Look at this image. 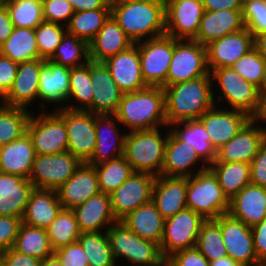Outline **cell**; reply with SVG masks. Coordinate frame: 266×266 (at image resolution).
Returning <instances> with one entry per match:
<instances>
[{
  "mask_svg": "<svg viewBox=\"0 0 266 266\" xmlns=\"http://www.w3.org/2000/svg\"><path fill=\"white\" fill-rule=\"evenodd\" d=\"M210 72L203 77L164 87L167 127L171 124L198 120L214 102Z\"/></svg>",
  "mask_w": 266,
  "mask_h": 266,
  "instance_id": "6da1fadb",
  "label": "cell"
},
{
  "mask_svg": "<svg viewBox=\"0 0 266 266\" xmlns=\"http://www.w3.org/2000/svg\"><path fill=\"white\" fill-rule=\"evenodd\" d=\"M75 100L79 105L65 104L70 110H83L92 113L93 88L90 78V61L86 64L70 68L68 101Z\"/></svg>",
  "mask_w": 266,
  "mask_h": 266,
  "instance_id": "ab89813d",
  "label": "cell"
},
{
  "mask_svg": "<svg viewBox=\"0 0 266 266\" xmlns=\"http://www.w3.org/2000/svg\"><path fill=\"white\" fill-rule=\"evenodd\" d=\"M155 179L156 176L152 174L134 172L110 194L112 212L117 221L152 200Z\"/></svg>",
  "mask_w": 266,
  "mask_h": 266,
  "instance_id": "9a60e30c",
  "label": "cell"
},
{
  "mask_svg": "<svg viewBox=\"0 0 266 266\" xmlns=\"http://www.w3.org/2000/svg\"><path fill=\"white\" fill-rule=\"evenodd\" d=\"M95 170L100 192L108 195L112 194L134 173L132 166L123 155L95 165Z\"/></svg>",
  "mask_w": 266,
  "mask_h": 266,
  "instance_id": "60d3db41",
  "label": "cell"
},
{
  "mask_svg": "<svg viewBox=\"0 0 266 266\" xmlns=\"http://www.w3.org/2000/svg\"><path fill=\"white\" fill-rule=\"evenodd\" d=\"M261 106L258 114L254 117V119L259 123L260 121L266 123V98H260Z\"/></svg>",
  "mask_w": 266,
  "mask_h": 266,
  "instance_id": "a7ac6f4b",
  "label": "cell"
},
{
  "mask_svg": "<svg viewBox=\"0 0 266 266\" xmlns=\"http://www.w3.org/2000/svg\"><path fill=\"white\" fill-rule=\"evenodd\" d=\"M208 73L206 46L194 40L173 38V56L166 86L200 78Z\"/></svg>",
  "mask_w": 266,
  "mask_h": 266,
  "instance_id": "ba28073f",
  "label": "cell"
},
{
  "mask_svg": "<svg viewBox=\"0 0 266 266\" xmlns=\"http://www.w3.org/2000/svg\"><path fill=\"white\" fill-rule=\"evenodd\" d=\"M36 152L28 133L2 146L0 172L29 179Z\"/></svg>",
  "mask_w": 266,
  "mask_h": 266,
  "instance_id": "d6a6232c",
  "label": "cell"
},
{
  "mask_svg": "<svg viewBox=\"0 0 266 266\" xmlns=\"http://www.w3.org/2000/svg\"><path fill=\"white\" fill-rule=\"evenodd\" d=\"M253 47L254 36L246 28L210 42L206 45L209 72L232 66Z\"/></svg>",
  "mask_w": 266,
  "mask_h": 266,
  "instance_id": "d6986e66",
  "label": "cell"
},
{
  "mask_svg": "<svg viewBox=\"0 0 266 266\" xmlns=\"http://www.w3.org/2000/svg\"><path fill=\"white\" fill-rule=\"evenodd\" d=\"M90 78L93 88L92 113L96 115L115 114L123 92L103 62L90 61Z\"/></svg>",
  "mask_w": 266,
  "mask_h": 266,
  "instance_id": "cb8c5ba5",
  "label": "cell"
},
{
  "mask_svg": "<svg viewBox=\"0 0 266 266\" xmlns=\"http://www.w3.org/2000/svg\"><path fill=\"white\" fill-rule=\"evenodd\" d=\"M139 48L141 72L148 86L166 87V79L173 56V37H159L135 43Z\"/></svg>",
  "mask_w": 266,
  "mask_h": 266,
  "instance_id": "30bf717a",
  "label": "cell"
},
{
  "mask_svg": "<svg viewBox=\"0 0 266 266\" xmlns=\"http://www.w3.org/2000/svg\"><path fill=\"white\" fill-rule=\"evenodd\" d=\"M209 266H242L228 255L217 260L209 261Z\"/></svg>",
  "mask_w": 266,
  "mask_h": 266,
  "instance_id": "003e7915",
  "label": "cell"
},
{
  "mask_svg": "<svg viewBox=\"0 0 266 266\" xmlns=\"http://www.w3.org/2000/svg\"><path fill=\"white\" fill-rule=\"evenodd\" d=\"M41 112L30 116L27 133L38 155H53L67 151L68 136L64 120L56 113Z\"/></svg>",
  "mask_w": 266,
  "mask_h": 266,
  "instance_id": "8fae6325",
  "label": "cell"
},
{
  "mask_svg": "<svg viewBox=\"0 0 266 266\" xmlns=\"http://www.w3.org/2000/svg\"><path fill=\"white\" fill-rule=\"evenodd\" d=\"M13 249L44 260L54 253L46 229L21 223Z\"/></svg>",
  "mask_w": 266,
  "mask_h": 266,
  "instance_id": "f35d334b",
  "label": "cell"
},
{
  "mask_svg": "<svg viewBox=\"0 0 266 266\" xmlns=\"http://www.w3.org/2000/svg\"><path fill=\"white\" fill-rule=\"evenodd\" d=\"M112 255L126 259L132 266H157L165 259L160 246L130 231L122 221H116L107 230Z\"/></svg>",
  "mask_w": 266,
  "mask_h": 266,
  "instance_id": "8992f818",
  "label": "cell"
},
{
  "mask_svg": "<svg viewBox=\"0 0 266 266\" xmlns=\"http://www.w3.org/2000/svg\"><path fill=\"white\" fill-rule=\"evenodd\" d=\"M265 141L266 127L258 126L256 120L251 118L231 140L217 150L214 162L250 164Z\"/></svg>",
  "mask_w": 266,
  "mask_h": 266,
  "instance_id": "e0dca14e",
  "label": "cell"
},
{
  "mask_svg": "<svg viewBox=\"0 0 266 266\" xmlns=\"http://www.w3.org/2000/svg\"><path fill=\"white\" fill-rule=\"evenodd\" d=\"M169 128L180 141L191 145L208 166L216 160L217 151L212 146L210 136L199 120L171 124Z\"/></svg>",
  "mask_w": 266,
  "mask_h": 266,
  "instance_id": "d590c367",
  "label": "cell"
},
{
  "mask_svg": "<svg viewBox=\"0 0 266 266\" xmlns=\"http://www.w3.org/2000/svg\"><path fill=\"white\" fill-rule=\"evenodd\" d=\"M81 164L68 151L53 155L36 154L29 181L35 188L57 191Z\"/></svg>",
  "mask_w": 266,
  "mask_h": 266,
  "instance_id": "7c38bea8",
  "label": "cell"
},
{
  "mask_svg": "<svg viewBox=\"0 0 266 266\" xmlns=\"http://www.w3.org/2000/svg\"><path fill=\"white\" fill-rule=\"evenodd\" d=\"M44 64L43 59L20 63L12 88L1 99V104L28 110L29 104L38 99L39 75Z\"/></svg>",
  "mask_w": 266,
  "mask_h": 266,
  "instance_id": "44dd1931",
  "label": "cell"
},
{
  "mask_svg": "<svg viewBox=\"0 0 266 266\" xmlns=\"http://www.w3.org/2000/svg\"><path fill=\"white\" fill-rule=\"evenodd\" d=\"M245 29L242 10L204 11L194 41L206 46L225 35Z\"/></svg>",
  "mask_w": 266,
  "mask_h": 266,
  "instance_id": "f1b7e54d",
  "label": "cell"
},
{
  "mask_svg": "<svg viewBox=\"0 0 266 266\" xmlns=\"http://www.w3.org/2000/svg\"><path fill=\"white\" fill-rule=\"evenodd\" d=\"M75 12L94 9H110L105 0H68Z\"/></svg>",
  "mask_w": 266,
  "mask_h": 266,
  "instance_id": "e7e4bbea",
  "label": "cell"
},
{
  "mask_svg": "<svg viewBox=\"0 0 266 266\" xmlns=\"http://www.w3.org/2000/svg\"><path fill=\"white\" fill-rule=\"evenodd\" d=\"M251 183L266 188V141L250 163Z\"/></svg>",
  "mask_w": 266,
  "mask_h": 266,
  "instance_id": "680465c9",
  "label": "cell"
},
{
  "mask_svg": "<svg viewBox=\"0 0 266 266\" xmlns=\"http://www.w3.org/2000/svg\"><path fill=\"white\" fill-rule=\"evenodd\" d=\"M34 31L40 58L49 60L62 41V37L67 32V27L61 24L44 21L40 23Z\"/></svg>",
  "mask_w": 266,
  "mask_h": 266,
  "instance_id": "681fc988",
  "label": "cell"
},
{
  "mask_svg": "<svg viewBox=\"0 0 266 266\" xmlns=\"http://www.w3.org/2000/svg\"><path fill=\"white\" fill-rule=\"evenodd\" d=\"M100 192L95 166L82 163L57 190L63 209L73 210Z\"/></svg>",
  "mask_w": 266,
  "mask_h": 266,
  "instance_id": "603a6c76",
  "label": "cell"
},
{
  "mask_svg": "<svg viewBox=\"0 0 266 266\" xmlns=\"http://www.w3.org/2000/svg\"><path fill=\"white\" fill-rule=\"evenodd\" d=\"M111 15V9H94L75 12L70 19L67 32L89 43Z\"/></svg>",
  "mask_w": 266,
  "mask_h": 266,
  "instance_id": "b9f144b4",
  "label": "cell"
},
{
  "mask_svg": "<svg viewBox=\"0 0 266 266\" xmlns=\"http://www.w3.org/2000/svg\"><path fill=\"white\" fill-rule=\"evenodd\" d=\"M115 121L118 122L114 114H95L96 146L91 158L86 162L89 165L95 166L123 155L126 133H119Z\"/></svg>",
  "mask_w": 266,
  "mask_h": 266,
  "instance_id": "7402d4cb",
  "label": "cell"
},
{
  "mask_svg": "<svg viewBox=\"0 0 266 266\" xmlns=\"http://www.w3.org/2000/svg\"><path fill=\"white\" fill-rule=\"evenodd\" d=\"M254 47L266 59V31L254 37Z\"/></svg>",
  "mask_w": 266,
  "mask_h": 266,
  "instance_id": "03108f58",
  "label": "cell"
},
{
  "mask_svg": "<svg viewBox=\"0 0 266 266\" xmlns=\"http://www.w3.org/2000/svg\"><path fill=\"white\" fill-rule=\"evenodd\" d=\"M14 29L9 11L3 3L0 6V46L8 39Z\"/></svg>",
  "mask_w": 266,
  "mask_h": 266,
  "instance_id": "be15d7a7",
  "label": "cell"
},
{
  "mask_svg": "<svg viewBox=\"0 0 266 266\" xmlns=\"http://www.w3.org/2000/svg\"><path fill=\"white\" fill-rule=\"evenodd\" d=\"M121 221L140 238L152 241L160 246L165 219L152 200L130 212Z\"/></svg>",
  "mask_w": 266,
  "mask_h": 266,
  "instance_id": "e575fe53",
  "label": "cell"
},
{
  "mask_svg": "<svg viewBox=\"0 0 266 266\" xmlns=\"http://www.w3.org/2000/svg\"><path fill=\"white\" fill-rule=\"evenodd\" d=\"M87 255L89 266H118L115 265L107 231L83 232L77 240Z\"/></svg>",
  "mask_w": 266,
  "mask_h": 266,
  "instance_id": "7bdbcfd3",
  "label": "cell"
},
{
  "mask_svg": "<svg viewBox=\"0 0 266 266\" xmlns=\"http://www.w3.org/2000/svg\"><path fill=\"white\" fill-rule=\"evenodd\" d=\"M114 115L118 123L130 131L167 127L164 89L147 86L142 90L123 93Z\"/></svg>",
  "mask_w": 266,
  "mask_h": 266,
  "instance_id": "7a4b0ae2",
  "label": "cell"
},
{
  "mask_svg": "<svg viewBox=\"0 0 266 266\" xmlns=\"http://www.w3.org/2000/svg\"><path fill=\"white\" fill-rule=\"evenodd\" d=\"M204 11L242 10V0H202Z\"/></svg>",
  "mask_w": 266,
  "mask_h": 266,
  "instance_id": "6125c7cd",
  "label": "cell"
},
{
  "mask_svg": "<svg viewBox=\"0 0 266 266\" xmlns=\"http://www.w3.org/2000/svg\"><path fill=\"white\" fill-rule=\"evenodd\" d=\"M223 236L227 255L242 266H257L260 262L254 249L252 229L242 221L224 214L214 219Z\"/></svg>",
  "mask_w": 266,
  "mask_h": 266,
  "instance_id": "2e32d148",
  "label": "cell"
},
{
  "mask_svg": "<svg viewBox=\"0 0 266 266\" xmlns=\"http://www.w3.org/2000/svg\"><path fill=\"white\" fill-rule=\"evenodd\" d=\"M208 168L217 177L224 194L231 200L251 183L250 164L241 162H213Z\"/></svg>",
  "mask_w": 266,
  "mask_h": 266,
  "instance_id": "74e56055",
  "label": "cell"
},
{
  "mask_svg": "<svg viewBox=\"0 0 266 266\" xmlns=\"http://www.w3.org/2000/svg\"><path fill=\"white\" fill-rule=\"evenodd\" d=\"M70 68L45 60L39 75L38 100H42L41 109L46 103L58 104L56 110H61L62 102L68 103Z\"/></svg>",
  "mask_w": 266,
  "mask_h": 266,
  "instance_id": "4316f807",
  "label": "cell"
},
{
  "mask_svg": "<svg viewBox=\"0 0 266 266\" xmlns=\"http://www.w3.org/2000/svg\"><path fill=\"white\" fill-rule=\"evenodd\" d=\"M160 128L127 132L124 138L123 156L134 172L162 175L165 145L170 129L162 137Z\"/></svg>",
  "mask_w": 266,
  "mask_h": 266,
  "instance_id": "277c9868",
  "label": "cell"
},
{
  "mask_svg": "<svg viewBox=\"0 0 266 266\" xmlns=\"http://www.w3.org/2000/svg\"><path fill=\"white\" fill-rule=\"evenodd\" d=\"M204 13L202 0H165V34L194 40Z\"/></svg>",
  "mask_w": 266,
  "mask_h": 266,
  "instance_id": "5bb4252c",
  "label": "cell"
},
{
  "mask_svg": "<svg viewBox=\"0 0 266 266\" xmlns=\"http://www.w3.org/2000/svg\"><path fill=\"white\" fill-rule=\"evenodd\" d=\"M157 266H168L167 260H164L161 264H159Z\"/></svg>",
  "mask_w": 266,
  "mask_h": 266,
  "instance_id": "34e18365",
  "label": "cell"
},
{
  "mask_svg": "<svg viewBox=\"0 0 266 266\" xmlns=\"http://www.w3.org/2000/svg\"><path fill=\"white\" fill-rule=\"evenodd\" d=\"M65 122L68 144L67 151L82 163L87 162L96 146L95 114L83 110L63 108L55 111Z\"/></svg>",
  "mask_w": 266,
  "mask_h": 266,
  "instance_id": "4fadbf2b",
  "label": "cell"
},
{
  "mask_svg": "<svg viewBox=\"0 0 266 266\" xmlns=\"http://www.w3.org/2000/svg\"><path fill=\"white\" fill-rule=\"evenodd\" d=\"M187 177L156 176L152 201L164 219H168L187 208Z\"/></svg>",
  "mask_w": 266,
  "mask_h": 266,
  "instance_id": "484cf974",
  "label": "cell"
},
{
  "mask_svg": "<svg viewBox=\"0 0 266 266\" xmlns=\"http://www.w3.org/2000/svg\"><path fill=\"white\" fill-rule=\"evenodd\" d=\"M29 110L0 104V144L3 146L27 133Z\"/></svg>",
  "mask_w": 266,
  "mask_h": 266,
  "instance_id": "bcb514c9",
  "label": "cell"
},
{
  "mask_svg": "<svg viewBox=\"0 0 266 266\" xmlns=\"http://www.w3.org/2000/svg\"><path fill=\"white\" fill-rule=\"evenodd\" d=\"M251 229L257 259L260 263H266V218Z\"/></svg>",
  "mask_w": 266,
  "mask_h": 266,
  "instance_id": "94428289",
  "label": "cell"
},
{
  "mask_svg": "<svg viewBox=\"0 0 266 266\" xmlns=\"http://www.w3.org/2000/svg\"><path fill=\"white\" fill-rule=\"evenodd\" d=\"M18 65V63L0 53V100L12 88Z\"/></svg>",
  "mask_w": 266,
  "mask_h": 266,
  "instance_id": "6f0895ef",
  "label": "cell"
},
{
  "mask_svg": "<svg viewBox=\"0 0 266 266\" xmlns=\"http://www.w3.org/2000/svg\"><path fill=\"white\" fill-rule=\"evenodd\" d=\"M43 18L45 22L67 26L75 13L68 0H42Z\"/></svg>",
  "mask_w": 266,
  "mask_h": 266,
  "instance_id": "f5cc1de1",
  "label": "cell"
},
{
  "mask_svg": "<svg viewBox=\"0 0 266 266\" xmlns=\"http://www.w3.org/2000/svg\"><path fill=\"white\" fill-rule=\"evenodd\" d=\"M57 191L34 188L27 203L22 222L42 229H47L61 211Z\"/></svg>",
  "mask_w": 266,
  "mask_h": 266,
  "instance_id": "836d02e7",
  "label": "cell"
},
{
  "mask_svg": "<svg viewBox=\"0 0 266 266\" xmlns=\"http://www.w3.org/2000/svg\"><path fill=\"white\" fill-rule=\"evenodd\" d=\"M166 260L168 266H209L207 258L196 247L178 251Z\"/></svg>",
  "mask_w": 266,
  "mask_h": 266,
  "instance_id": "9f6ffc18",
  "label": "cell"
},
{
  "mask_svg": "<svg viewBox=\"0 0 266 266\" xmlns=\"http://www.w3.org/2000/svg\"><path fill=\"white\" fill-rule=\"evenodd\" d=\"M4 3L14 27L35 29L44 22L42 0H7Z\"/></svg>",
  "mask_w": 266,
  "mask_h": 266,
  "instance_id": "7dc6e473",
  "label": "cell"
},
{
  "mask_svg": "<svg viewBox=\"0 0 266 266\" xmlns=\"http://www.w3.org/2000/svg\"><path fill=\"white\" fill-rule=\"evenodd\" d=\"M46 230L53 251L76 242L81 234L73 210L63 208Z\"/></svg>",
  "mask_w": 266,
  "mask_h": 266,
  "instance_id": "ee69618b",
  "label": "cell"
},
{
  "mask_svg": "<svg viewBox=\"0 0 266 266\" xmlns=\"http://www.w3.org/2000/svg\"><path fill=\"white\" fill-rule=\"evenodd\" d=\"M242 16L245 28L254 37L266 31V0H243Z\"/></svg>",
  "mask_w": 266,
  "mask_h": 266,
  "instance_id": "816d5d0a",
  "label": "cell"
},
{
  "mask_svg": "<svg viewBox=\"0 0 266 266\" xmlns=\"http://www.w3.org/2000/svg\"><path fill=\"white\" fill-rule=\"evenodd\" d=\"M258 89H259V97L266 98V68H265V73L263 76L262 83Z\"/></svg>",
  "mask_w": 266,
  "mask_h": 266,
  "instance_id": "8c879c8a",
  "label": "cell"
},
{
  "mask_svg": "<svg viewBox=\"0 0 266 266\" xmlns=\"http://www.w3.org/2000/svg\"><path fill=\"white\" fill-rule=\"evenodd\" d=\"M204 221L205 219L200 214L189 208L165 219L160 244L162 257L166 260L178 251L194 248Z\"/></svg>",
  "mask_w": 266,
  "mask_h": 266,
  "instance_id": "9c48e42d",
  "label": "cell"
},
{
  "mask_svg": "<svg viewBox=\"0 0 266 266\" xmlns=\"http://www.w3.org/2000/svg\"><path fill=\"white\" fill-rule=\"evenodd\" d=\"M0 53L18 64L41 59L34 29L14 27L11 35L0 46Z\"/></svg>",
  "mask_w": 266,
  "mask_h": 266,
  "instance_id": "8d00e7d4",
  "label": "cell"
},
{
  "mask_svg": "<svg viewBox=\"0 0 266 266\" xmlns=\"http://www.w3.org/2000/svg\"><path fill=\"white\" fill-rule=\"evenodd\" d=\"M214 105L198 120L210 136V142L217 151L231 140L252 118L246 112L237 109H221Z\"/></svg>",
  "mask_w": 266,
  "mask_h": 266,
  "instance_id": "ac0fdd59",
  "label": "cell"
},
{
  "mask_svg": "<svg viewBox=\"0 0 266 266\" xmlns=\"http://www.w3.org/2000/svg\"><path fill=\"white\" fill-rule=\"evenodd\" d=\"M186 205L205 220L217 219L228 214L230 200L208 168L187 178Z\"/></svg>",
  "mask_w": 266,
  "mask_h": 266,
  "instance_id": "5b68a950",
  "label": "cell"
},
{
  "mask_svg": "<svg viewBox=\"0 0 266 266\" xmlns=\"http://www.w3.org/2000/svg\"><path fill=\"white\" fill-rule=\"evenodd\" d=\"M103 63L123 93L135 92L148 86L142 76L139 48L136 44L107 58Z\"/></svg>",
  "mask_w": 266,
  "mask_h": 266,
  "instance_id": "ffe728a7",
  "label": "cell"
},
{
  "mask_svg": "<svg viewBox=\"0 0 266 266\" xmlns=\"http://www.w3.org/2000/svg\"><path fill=\"white\" fill-rule=\"evenodd\" d=\"M3 254L4 252L0 250V266H2Z\"/></svg>",
  "mask_w": 266,
  "mask_h": 266,
  "instance_id": "753ad0ef",
  "label": "cell"
},
{
  "mask_svg": "<svg viewBox=\"0 0 266 266\" xmlns=\"http://www.w3.org/2000/svg\"><path fill=\"white\" fill-rule=\"evenodd\" d=\"M22 218L13 216H0V250L7 251L13 248Z\"/></svg>",
  "mask_w": 266,
  "mask_h": 266,
  "instance_id": "11a10c76",
  "label": "cell"
},
{
  "mask_svg": "<svg viewBox=\"0 0 266 266\" xmlns=\"http://www.w3.org/2000/svg\"><path fill=\"white\" fill-rule=\"evenodd\" d=\"M211 79L216 80L221 89L214 102H222L224 99L231 106L230 109H237L246 112L254 118L260 109L261 100L259 89L254 84L243 79L237 71L231 67H222L210 72ZM223 99V100H222Z\"/></svg>",
  "mask_w": 266,
  "mask_h": 266,
  "instance_id": "52a82bcc",
  "label": "cell"
},
{
  "mask_svg": "<svg viewBox=\"0 0 266 266\" xmlns=\"http://www.w3.org/2000/svg\"><path fill=\"white\" fill-rule=\"evenodd\" d=\"M81 56L84 57V61ZM49 60L68 68L82 66L89 61L88 43L84 39L66 32Z\"/></svg>",
  "mask_w": 266,
  "mask_h": 266,
  "instance_id": "f6af8a7d",
  "label": "cell"
},
{
  "mask_svg": "<svg viewBox=\"0 0 266 266\" xmlns=\"http://www.w3.org/2000/svg\"><path fill=\"white\" fill-rule=\"evenodd\" d=\"M230 67L259 88L265 73L266 59L253 47Z\"/></svg>",
  "mask_w": 266,
  "mask_h": 266,
  "instance_id": "f907efd6",
  "label": "cell"
},
{
  "mask_svg": "<svg viewBox=\"0 0 266 266\" xmlns=\"http://www.w3.org/2000/svg\"><path fill=\"white\" fill-rule=\"evenodd\" d=\"M132 45V40L110 15L97 35L88 43L89 61L103 62Z\"/></svg>",
  "mask_w": 266,
  "mask_h": 266,
  "instance_id": "1f68e13d",
  "label": "cell"
},
{
  "mask_svg": "<svg viewBox=\"0 0 266 266\" xmlns=\"http://www.w3.org/2000/svg\"><path fill=\"white\" fill-rule=\"evenodd\" d=\"M1 150H2V145L0 144V156H1Z\"/></svg>",
  "mask_w": 266,
  "mask_h": 266,
  "instance_id": "2a66077c",
  "label": "cell"
},
{
  "mask_svg": "<svg viewBox=\"0 0 266 266\" xmlns=\"http://www.w3.org/2000/svg\"><path fill=\"white\" fill-rule=\"evenodd\" d=\"M195 247L208 261L227 256L220 225L214 219L202 223Z\"/></svg>",
  "mask_w": 266,
  "mask_h": 266,
  "instance_id": "c3c4849f",
  "label": "cell"
},
{
  "mask_svg": "<svg viewBox=\"0 0 266 266\" xmlns=\"http://www.w3.org/2000/svg\"><path fill=\"white\" fill-rule=\"evenodd\" d=\"M40 266H62L59 260L52 255L51 257L45 258L41 261Z\"/></svg>",
  "mask_w": 266,
  "mask_h": 266,
  "instance_id": "89a4df30",
  "label": "cell"
},
{
  "mask_svg": "<svg viewBox=\"0 0 266 266\" xmlns=\"http://www.w3.org/2000/svg\"><path fill=\"white\" fill-rule=\"evenodd\" d=\"M62 266H89L87 255L78 241L54 251Z\"/></svg>",
  "mask_w": 266,
  "mask_h": 266,
  "instance_id": "db71d44e",
  "label": "cell"
},
{
  "mask_svg": "<svg viewBox=\"0 0 266 266\" xmlns=\"http://www.w3.org/2000/svg\"><path fill=\"white\" fill-rule=\"evenodd\" d=\"M228 214L252 228L266 218V188L248 184L230 200Z\"/></svg>",
  "mask_w": 266,
  "mask_h": 266,
  "instance_id": "83f0119b",
  "label": "cell"
},
{
  "mask_svg": "<svg viewBox=\"0 0 266 266\" xmlns=\"http://www.w3.org/2000/svg\"><path fill=\"white\" fill-rule=\"evenodd\" d=\"M73 212L81 233L101 232L103 228L107 231L117 221L112 212L110 195L103 192L75 207Z\"/></svg>",
  "mask_w": 266,
  "mask_h": 266,
  "instance_id": "f546056e",
  "label": "cell"
},
{
  "mask_svg": "<svg viewBox=\"0 0 266 266\" xmlns=\"http://www.w3.org/2000/svg\"><path fill=\"white\" fill-rule=\"evenodd\" d=\"M41 259L25 255L13 248L4 251L2 266H40Z\"/></svg>",
  "mask_w": 266,
  "mask_h": 266,
  "instance_id": "91938a15",
  "label": "cell"
},
{
  "mask_svg": "<svg viewBox=\"0 0 266 266\" xmlns=\"http://www.w3.org/2000/svg\"><path fill=\"white\" fill-rule=\"evenodd\" d=\"M34 188L29 179L0 172V216L22 218Z\"/></svg>",
  "mask_w": 266,
  "mask_h": 266,
  "instance_id": "4dcf8cb0",
  "label": "cell"
},
{
  "mask_svg": "<svg viewBox=\"0 0 266 266\" xmlns=\"http://www.w3.org/2000/svg\"><path fill=\"white\" fill-rule=\"evenodd\" d=\"M257 266H266V263H260Z\"/></svg>",
  "mask_w": 266,
  "mask_h": 266,
  "instance_id": "11e5206c",
  "label": "cell"
},
{
  "mask_svg": "<svg viewBox=\"0 0 266 266\" xmlns=\"http://www.w3.org/2000/svg\"><path fill=\"white\" fill-rule=\"evenodd\" d=\"M199 161H202V166L199 167L196 173L207 170L208 165L200 158L191 145L180 141L170 131L165 145L162 175L191 177L196 174L191 168L199 165L197 164Z\"/></svg>",
  "mask_w": 266,
  "mask_h": 266,
  "instance_id": "d4e9b609",
  "label": "cell"
},
{
  "mask_svg": "<svg viewBox=\"0 0 266 266\" xmlns=\"http://www.w3.org/2000/svg\"><path fill=\"white\" fill-rule=\"evenodd\" d=\"M133 0H105L107 6L112 9L118 5L124 4V3H129Z\"/></svg>",
  "mask_w": 266,
  "mask_h": 266,
  "instance_id": "2644e50d",
  "label": "cell"
},
{
  "mask_svg": "<svg viewBox=\"0 0 266 266\" xmlns=\"http://www.w3.org/2000/svg\"><path fill=\"white\" fill-rule=\"evenodd\" d=\"M111 16L134 44L165 34V0H133L112 8Z\"/></svg>",
  "mask_w": 266,
  "mask_h": 266,
  "instance_id": "3957f363",
  "label": "cell"
}]
</instances>
